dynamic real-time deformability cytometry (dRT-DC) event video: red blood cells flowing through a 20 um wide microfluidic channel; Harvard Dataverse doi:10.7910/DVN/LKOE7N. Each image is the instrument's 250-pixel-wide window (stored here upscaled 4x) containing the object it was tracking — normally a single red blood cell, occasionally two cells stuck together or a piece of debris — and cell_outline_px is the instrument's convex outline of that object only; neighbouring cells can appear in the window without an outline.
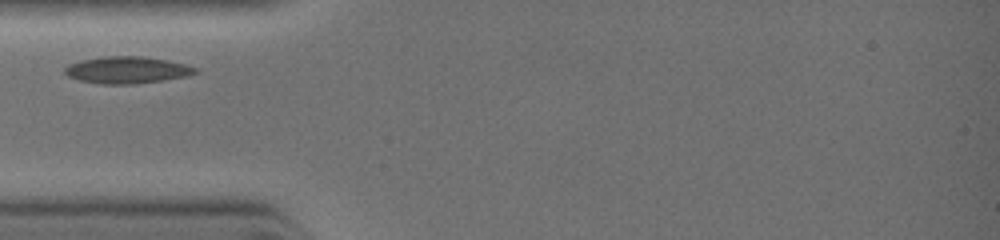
{"species": "common noctule bat (a hibernating species)", "species_latin": "Nyctalus noctula", "temperature_condition": "warm", "stored_images_in_passage": 1, "camera_frame_rate_fps": 3000, "um_per_image_px": 0.085, "animal": {"sex": "female", "body_mass_g": 19.0, "forearm_length_mm": 51.5}, "frame": {"image": 1, "passage_image": 1, "time_ms": 0.0, "image_size_px": [1000, 240], "cell_outline_px": [[200, 72], [188, 76], [164, 80], [132, 84], [100, 84], [76, 80], [68, 76], [64, 72], [64, 68], [68, 64], [80, 60], [104, 56], [140, 56], [168, 60], [184, 64], [196, 68]], "centroid_in_image_um": [10.77, 5.95], "position_along_channel_um": 74.2, "area_um2": 20.63}}